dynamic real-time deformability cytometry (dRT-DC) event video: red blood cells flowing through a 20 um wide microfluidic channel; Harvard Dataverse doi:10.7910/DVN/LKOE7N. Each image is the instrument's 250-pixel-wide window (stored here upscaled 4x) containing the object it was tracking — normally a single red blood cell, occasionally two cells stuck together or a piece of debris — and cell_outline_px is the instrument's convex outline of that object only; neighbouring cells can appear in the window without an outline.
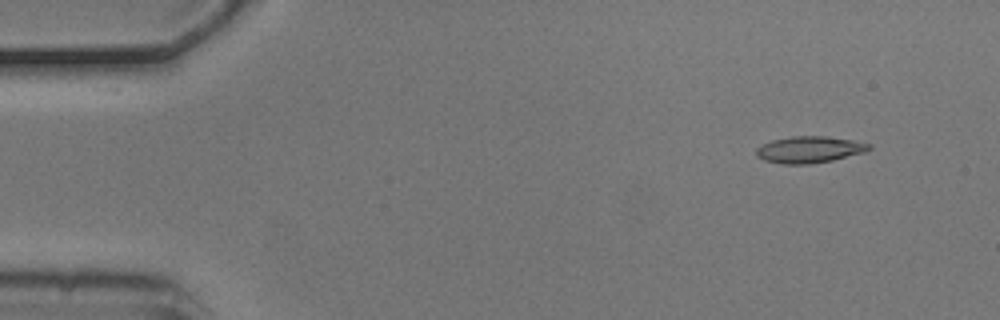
{"species": "common noctule bat (a hibernating species)", "species_latin": "Nyctalus noctula", "temperature_condition": "cold", "stored_images_in_passage": 5, "camera_frame_rate_fps": 3000, "um_per_image_px": 0.085, "animal": {"sex": "male", "body_mass_g": 20.5, "forearm_length_mm": 52.5}, "frame": {"image": 1, "passage_image": 2, "time_ms": 0.333, "image_size_px": [1000, 320], "cell_outline_px": [[872, 148], [864, 152], [832, 160], [808, 164], [784, 164], [764, 160], [756, 156], [756, 148], [772, 140], [792, 136], [824, 136], [852, 140], [872, 144]], "centroid_in_image_um": [68.8, 12.71], "position_along_channel_um": 16.2, "area_um2": 17.34}}